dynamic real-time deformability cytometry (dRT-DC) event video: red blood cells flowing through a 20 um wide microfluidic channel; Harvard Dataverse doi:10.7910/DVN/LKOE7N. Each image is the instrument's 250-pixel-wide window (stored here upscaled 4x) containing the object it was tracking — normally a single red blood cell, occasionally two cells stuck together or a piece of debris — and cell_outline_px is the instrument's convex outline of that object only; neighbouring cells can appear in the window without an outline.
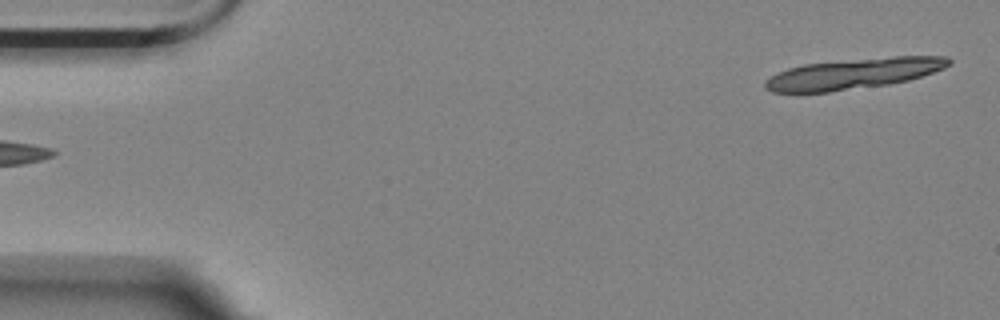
{"species": "Egyptian fruit bat (a non-hibernating species)", "species_latin": "Rousettus aegyptiacus", "temperature_condition": "room temperature", "stored_images_in_passage": 5, "segment_of_instrument_passage": [2, 2], "camera_frame_rate_fps": 3000, "um_per_image_px": 0.085, "animal": {"sex": "female"}, "frame": {"image": 1, "passage_image": 5, "time_ms": 5.667, "image_size_px": [1000, 320], "cell_outline_px": [[952, 64], [944, 68], [908, 80], [888, 84], [828, 92], [772, 92], [764, 88], [764, 80], [776, 72], [788, 68], [804, 64], [892, 56], [948, 56], [952, 60]], "centroid_in_image_um": [72.53, 6.26], "position_along_channel_um": 12.5, "area_um2": 32.71}}